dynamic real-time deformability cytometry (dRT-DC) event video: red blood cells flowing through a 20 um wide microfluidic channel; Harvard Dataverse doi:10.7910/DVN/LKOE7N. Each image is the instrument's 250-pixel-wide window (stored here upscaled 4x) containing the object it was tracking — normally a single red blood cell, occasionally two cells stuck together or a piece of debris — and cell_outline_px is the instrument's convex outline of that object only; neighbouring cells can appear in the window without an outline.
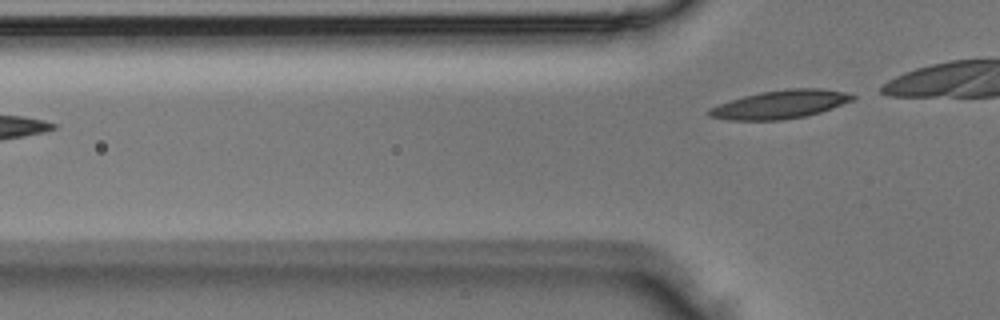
{"species": "Egyptian fruit bat (a non-hibernating species)", "species_latin": "Rousettus aegyptiacus", "temperature_condition": "room temperature", "stored_images_in_passage": 2, "camera_frame_rate_fps": 3000, "um_per_image_px": 0.085, "animal": {"sex": "male"}, "frame": {"image": 1, "passage_image": 2, "time_ms": 0.333, "image_size_px": [1000, 320], "cell_outline_px": [[856, 96], [852, 100], [832, 108], [820, 112], [804, 116], [780, 120], [728, 120], [708, 116], [708, 108], [744, 96], [760, 92], [788, 88], [820, 88], [844, 92]], "centroid_in_image_um": [66.3, 8.87], "position_along_channel_um": 59.5, "area_um2": 23.47}}